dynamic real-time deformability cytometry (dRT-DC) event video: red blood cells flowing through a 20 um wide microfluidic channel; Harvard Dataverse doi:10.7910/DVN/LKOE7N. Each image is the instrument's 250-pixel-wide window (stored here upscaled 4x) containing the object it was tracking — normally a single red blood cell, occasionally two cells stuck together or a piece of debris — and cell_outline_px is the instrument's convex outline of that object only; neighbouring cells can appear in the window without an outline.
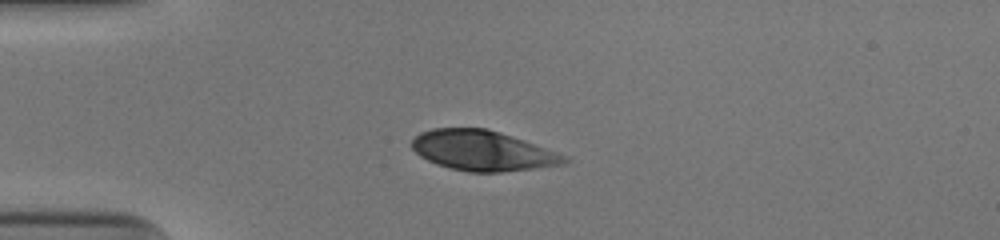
{"species": "human", "species_latin": "Homo sapiens", "temperature_condition": "cold", "stored_images_in_passage": 39, "camera_frame_rate_fps": 3000, "um_per_image_px": 0.085, "donor": {"sex": "male"}, "frame": {"image": 1, "passage_image": 1, "time_ms": 0.0, "image_size_px": [1000, 240], "cell_outline_px": [[572, 160], [564, 164], [500, 172], [468, 172], [436, 164], [420, 156], [412, 148], [412, 140], [420, 132], [432, 128], [488, 128], [512, 136], [568, 156]], "centroid_in_image_um": [41.02, 12.8], "position_along_channel_um": 44.0, "area_um2": 35.49}}
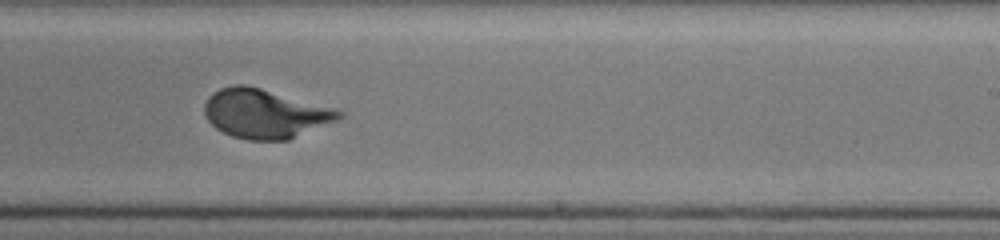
{"frame": {"image": 2, "passage_image": 20, "time_ms": 6.333, "image_size_px": [1000, 240], "cell_outline_px": [[344, 116], [340, 120], [288, 140], [248, 140], [232, 136], [216, 128], [204, 116], [204, 104], [208, 96], [212, 92], [220, 88], [236, 84], [244, 84], [260, 88], [344, 112]], "centroid_in_image_um": [22.5, 9.67], "position_along_channel_um": 266.5, "area_um2": 38.26}}
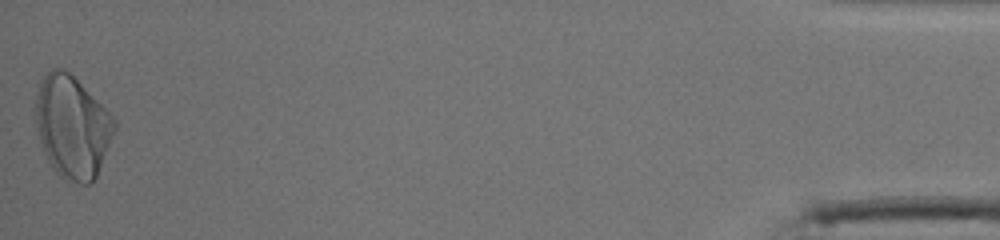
{"frame": {"image": 3, "passage_image": 39, "time_ms": 12.667, "image_size_px": [1000, 240], "cell_outline_px": [[116, 128], [96, 176], [92, 184], [68, 184], [56, 172], [48, 160], [40, 140], [36, 128], [32, 108], [40, 84], [44, 76], [52, 68], [60, 68], [68, 72], [116, 120]], "centroid_in_image_um": [6.1, 10.82], "position_along_channel_um": 429.1, "area_um2": 46.76}, "authors_computed_cell_mechanics": {"area_um2": 37.8012, "velocity_mm_per_s": 3.9474, "shape_relaxation_time_tau1_ms": 3.3359, "shape_relaxation_time_tau2_ms": null, "deformation_change_tau1": 0.1752, "deformation_change_tau2": null}}